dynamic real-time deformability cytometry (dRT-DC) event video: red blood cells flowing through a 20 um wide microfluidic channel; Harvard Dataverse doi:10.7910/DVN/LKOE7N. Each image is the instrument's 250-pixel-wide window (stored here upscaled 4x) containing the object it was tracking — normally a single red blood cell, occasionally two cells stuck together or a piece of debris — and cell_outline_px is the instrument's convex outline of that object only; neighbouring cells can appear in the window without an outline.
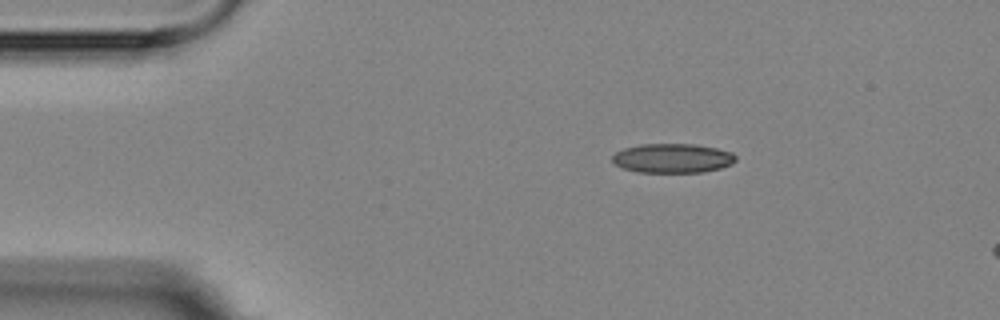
{"species": "Egyptian fruit bat (a non-hibernating species)", "species_latin": "Rousettus aegyptiacus", "temperature_condition": "room temperature", "stored_images_in_passage": 3, "camera_frame_rate_fps": 3000, "um_per_image_px": 0.085, "animal": {"sex": "female"}, "frame": {"image": 1, "passage_image": 1, "time_ms": 0.0, "image_size_px": [1000, 320], "cell_outline_px": [[736, 160], [732, 164], [720, 168], [704, 172], [636, 172], [624, 168], [616, 164], [612, 160], [612, 156], [616, 152], [624, 148], [640, 144], [696, 144], [716, 148], [732, 152], [736, 156]], "centroid_in_image_um": [57.18, 13.44], "position_along_channel_um": 27.8, "area_um2": 21.1}}